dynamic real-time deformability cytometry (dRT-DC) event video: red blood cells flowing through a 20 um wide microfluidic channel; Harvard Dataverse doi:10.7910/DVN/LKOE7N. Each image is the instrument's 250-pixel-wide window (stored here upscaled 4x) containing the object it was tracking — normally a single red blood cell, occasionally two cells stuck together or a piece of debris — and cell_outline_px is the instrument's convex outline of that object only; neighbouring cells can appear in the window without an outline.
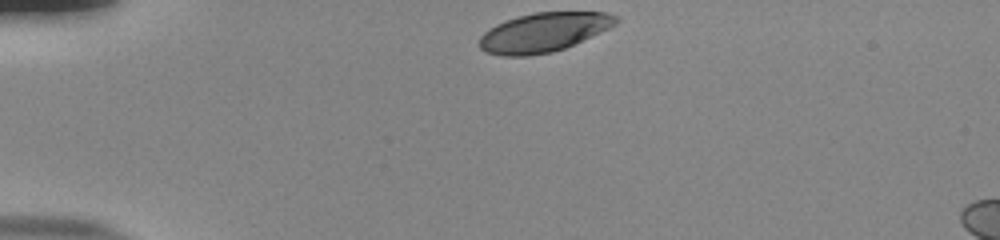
{"species": "human", "species_latin": "Homo sapiens", "temperature_condition": "room temperature", "stored_images_in_passage": 34, "camera_frame_rate_fps": 3000, "um_per_image_px": 0.085, "donor": {"sex": "male"}, "frame": {"image": 1, "passage_image": 1, "time_ms": 0.0, "image_size_px": [1000, 240], "cell_outline_px": [[620, 20], [616, 24], [600, 32], [564, 48], [552, 52], [528, 56], [500, 56], [484, 52], [476, 44], [480, 36], [488, 28], [504, 20], [516, 16], [536, 12], [608, 12], [616, 16]], "centroid_in_image_um": [46.13, 2.75], "position_along_channel_um": 38.9, "area_um2": 31.39}}
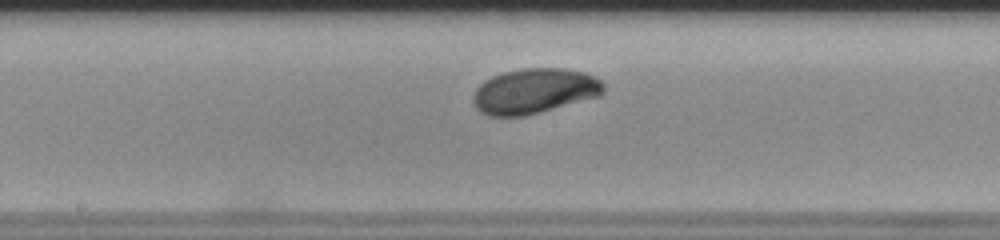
{"frame": {"image": 2, "passage_image": 18, "time_ms": 5.667, "image_size_px": [1000, 240], "cell_outline_px": [[604, 92], [600, 96], [540, 112], [524, 116], [488, 116], [480, 112], [476, 108], [472, 100], [472, 96], [476, 88], [484, 80], [492, 76], [504, 72], [524, 68], [564, 68], [584, 72], [600, 80], [604, 84]], "centroid_in_image_um": [45.4, 7.74], "position_along_channel_um": 202.8, "area_um2": 34.45}}
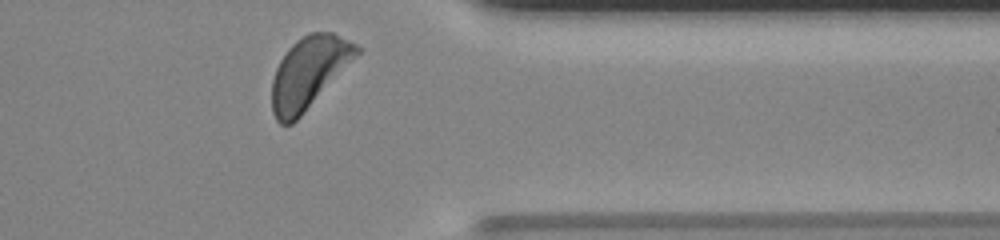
{"frame": {"image": 3, "passage_image": 33, "time_ms": 10.667, "image_size_px": [1000, 240], "cell_outline_px": [[364, 48], [300, 116], [292, 124], [280, 124], [276, 120], [272, 112], [272, 80], [276, 68], [280, 60], [288, 48], [296, 40], [308, 32], [332, 32]], "centroid_in_image_um": [26.23, 6.15], "position_along_channel_um": 385.2, "area_um2": 34.91}, "authors_computed_cell_mechanics": {"area_um2": 33.6974, "velocity_mm_per_s": 3.7843, "shape_relaxation_time_tau1_ms": 2.6865, "shape_relaxation_time_tau2_ms": null, "deformation_change_tau1": 0.1387, "deformation_change_tau2": null}}